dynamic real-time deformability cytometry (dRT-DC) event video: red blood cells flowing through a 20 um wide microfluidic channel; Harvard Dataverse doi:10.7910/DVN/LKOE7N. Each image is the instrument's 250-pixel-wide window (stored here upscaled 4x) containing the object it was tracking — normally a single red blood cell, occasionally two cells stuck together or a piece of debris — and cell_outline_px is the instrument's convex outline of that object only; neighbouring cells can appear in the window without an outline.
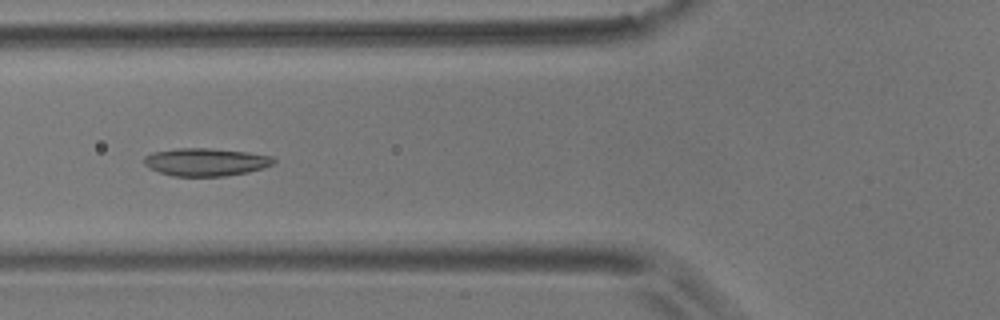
{"species": "common noctule bat (a hibernating species)", "species_latin": "Nyctalus noctula", "temperature_condition": "room temperature", "stored_images_in_passage": 9, "camera_frame_rate_fps": 3000, "um_per_image_px": 0.085, "animal": {"sex": "male", "body_mass_g": 17.9}, "frame": {"image": 1, "passage_image": 6, "time_ms": 1.667, "image_size_px": [1000, 320], "cell_outline_px": [[276, 160], [272, 164], [264, 168], [248, 172], [224, 176], [172, 176], [148, 168], [144, 164], [144, 156], [152, 152], [176, 148], [208, 148], [248, 152], [272, 156]], "centroid_in_image_um": [17.47, 13.77], "position_along_channel_um": 108.3, "area_um2": 21.1}}
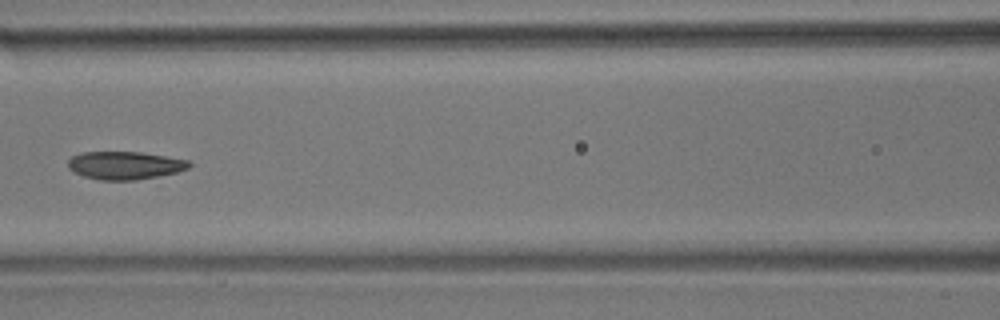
{"frame": {"image": 2, "passage_image": 7, "time_ms": 2.0, "image_size_px": [1000, 320], "cell_outline_px": [[192, 164], [188, 168], [176, 172], [136, 180], [100, 180], [84, 176], [72, 172], [68, 168], [68, 160], [72, 156], [80, 152], [140, 152], [188, 160]], "centroid_in_image_um": [10.57, 14.05], "position_along_channel_um": 156.0, "area_um2": 19.65}}
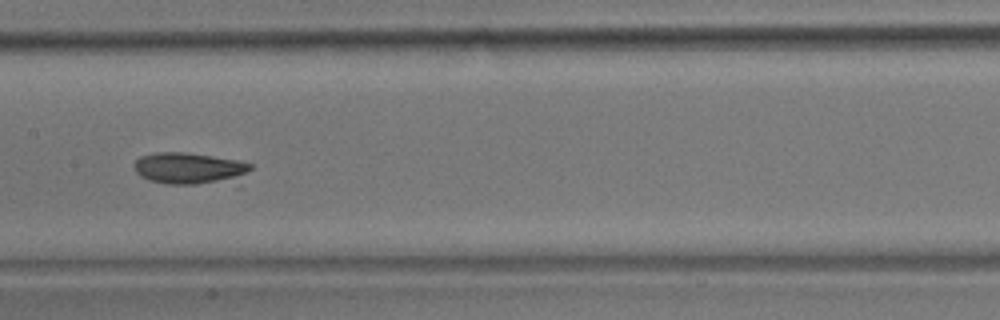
{"frame": {"image": 3, "passage_image": 8, "time_ms": 2.333, "image_size_px": [1000, 320], "cell_outline_px": [[252, 168], [248, 172], [216, 180], [196, 184], [168, 184], [148, 180], [140, 176], [132, 168], [132, 164], [140, 156], [160, 152], [184, 152], [236, 160], [252, 164]], "centroid_in_image_um": [15.9, 14.27], "position_along_channel_um": 191.5, "area_um2": 20.46}}